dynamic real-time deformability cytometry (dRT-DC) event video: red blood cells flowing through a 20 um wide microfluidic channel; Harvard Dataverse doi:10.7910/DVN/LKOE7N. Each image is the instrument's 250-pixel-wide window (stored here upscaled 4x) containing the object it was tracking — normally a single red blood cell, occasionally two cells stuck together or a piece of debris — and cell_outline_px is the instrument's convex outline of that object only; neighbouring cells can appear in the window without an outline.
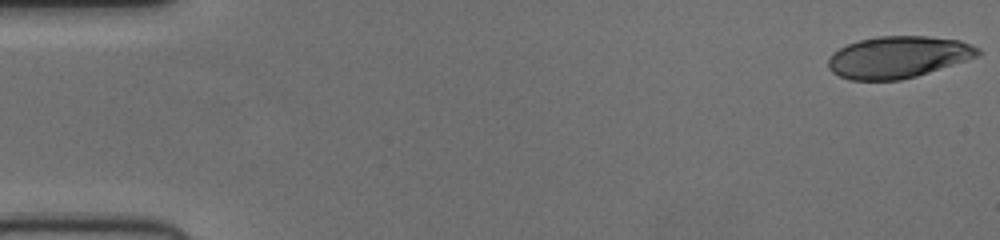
{"species": "human", "species_latin": "Homo sapiens", "temperature_condition": "cold", "stored_images_in_passage": 52, "camera_frame_rate_fps": 3000, "um_per_image_px": 0.085, "donor": {"sex": "female"}, "frame": {"image": 1, "passage_image": 1, "time_ms": 0.0, "image_size_px": [1000, 240], "cell_outline_px": [[980, 52], [976, 56], [916, 76], [900, 80], [848, 80], [832, 72], [828, 68], [828, 60], [832, 52], [848, 44], [860, 40], [876, 36], [928, 36], [960, 40], [980, 48]], "centroid_in_image_um": [76.29, 4.85], "position_along_channel_um": 8.7, "area_um2": 36.18}}
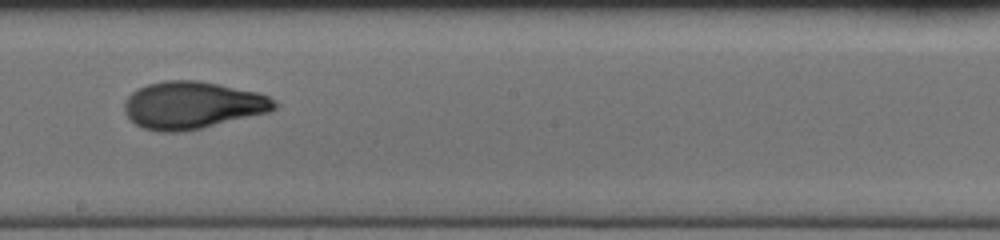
{"frame": {"image": 2, "passage_image": 30, "time_ms": 9.667, "image_size_px": [1000, 240], "cell_outline_px": [[280, 104], [276, 108], [268, 112], [200, 128], [180, 132], [164, 132], [144, 128], [136, 124], [124, 112], [124, 100], [132, 92], [148, 84], [164, 80], [200, 80], [256, 92], [268, 96], [276, 100]], "centroid_in_image_um": [16.36, 8.93], "position_along_channel_um": 231.8, "area_um2": 41.15}}
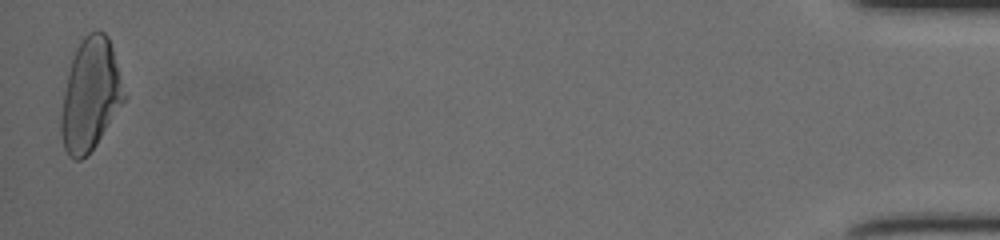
{"frame": {"image": 3, "passage_image": 52, "time_ms": 17.0, "image_size_px": [1000, 240], "cell_outline_px": [[128, 96], [96, 144], [80, 160], [76, 160], [68, 156], [64, 148], [60, 132], [60, 116], [64, 92], [68, 72], [76, 48], [80, 40], [88, 32], [96, 28], [104, 32], [108, 36]], "centroid_in_image_um": [7.69, 8.02], "position_along_channel_um": 427.5, "area_um2": 41.33}}